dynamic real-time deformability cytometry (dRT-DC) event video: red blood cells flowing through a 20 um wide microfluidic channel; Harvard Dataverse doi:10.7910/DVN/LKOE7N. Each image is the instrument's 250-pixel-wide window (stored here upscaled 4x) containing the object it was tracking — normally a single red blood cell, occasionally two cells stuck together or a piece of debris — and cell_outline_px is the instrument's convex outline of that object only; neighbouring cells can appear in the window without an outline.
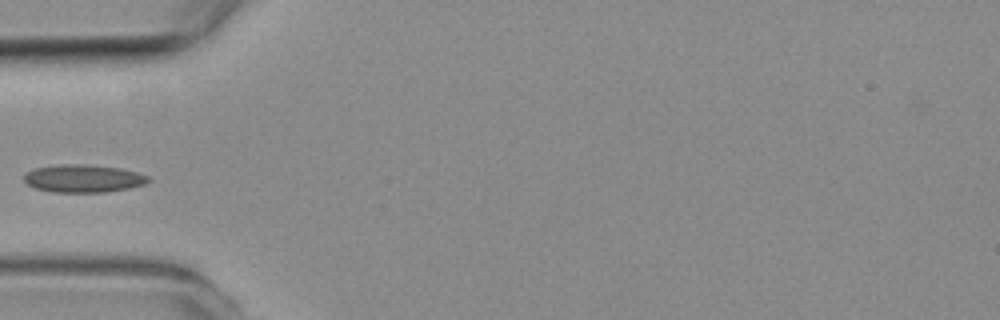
{"species": "common noctule bat (a hibernating species)", "species_latin": "Nyctalus noctula", "temperature_condition": "room temperature", "stored_images_in_passage": 2, "camera_frame_rate_fps": 3000, "um_per_image_px": 0.085, "animal": {"sex": "female", "body_mass_g": 19.3, "forearm_length_mm": 54.1}, "frame": {"image": 1, "passage_image": 1, "time_ms": 0.0, "image_size_px": [1000, 320], "cell_outline_px": [[152, 180], [144, 184], [128, 188], [104, 192], [52, 192], [36, 188], [28, 184], [24, 180], [24, 176], [28, 172], [36, 168], [60, 164], [84, 164], [120, 168], [136, 172], [148, 176]], "centroid_in_image_um": [7.1, 15.17], "position_along_channel_um": 77.9, "area_um2": 19.94}}
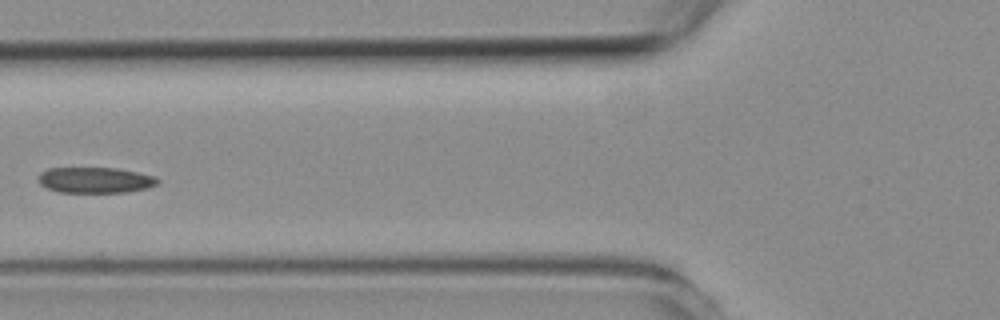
{"frame": {"image": 2, "passage_image": 2, "time_ms": 1.0, "image_size_px": [1000, 320], "cell_outline_px": [[160, 180], [156, 184], [148, 188], [128, 192], [60, 192], [48, 188], [40, 184], [40, 172], [48, 168], [116, 168], [156, 176]], "centroid_in_image_um": [8.13, 15.3], "position_along_channel_um": 117.7, "area_um2": 17.8}}